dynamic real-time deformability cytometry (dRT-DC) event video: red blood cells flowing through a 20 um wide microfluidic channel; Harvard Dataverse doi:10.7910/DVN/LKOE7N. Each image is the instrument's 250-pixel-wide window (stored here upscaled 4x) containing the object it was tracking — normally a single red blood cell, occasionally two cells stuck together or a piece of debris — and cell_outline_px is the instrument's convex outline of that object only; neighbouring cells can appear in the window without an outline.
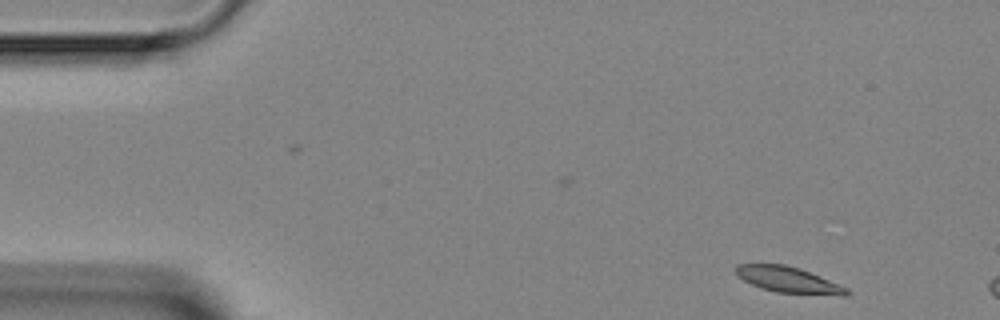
{"species": "Egyptian fruit bat (a non-hibernating species)", "species_latin": "Rousettus aegyptiacus", "temperature_condition": "room temperature", "stored_images_in_passage": 3, "camera_frame_rate_fps": 3000, "um_per_image_px": 0.085, "animal": {"sex": "female"}, "frame": {"image": 1, "passage_image": 1, "time_ms": 0.0, "image_size_px": [1000, 320], "cell_outline_px": [[852, 292], [848, 296], [840, 296], [776, 292], [760, 288], [736, 276], [736, 264], [784, 264], [800, 268], [820, 276], [848, 288]], "centroid_in_image_um": [67.06, 23.8], "position_along_channel_um": 17.9, "area_um2": 16.94}}